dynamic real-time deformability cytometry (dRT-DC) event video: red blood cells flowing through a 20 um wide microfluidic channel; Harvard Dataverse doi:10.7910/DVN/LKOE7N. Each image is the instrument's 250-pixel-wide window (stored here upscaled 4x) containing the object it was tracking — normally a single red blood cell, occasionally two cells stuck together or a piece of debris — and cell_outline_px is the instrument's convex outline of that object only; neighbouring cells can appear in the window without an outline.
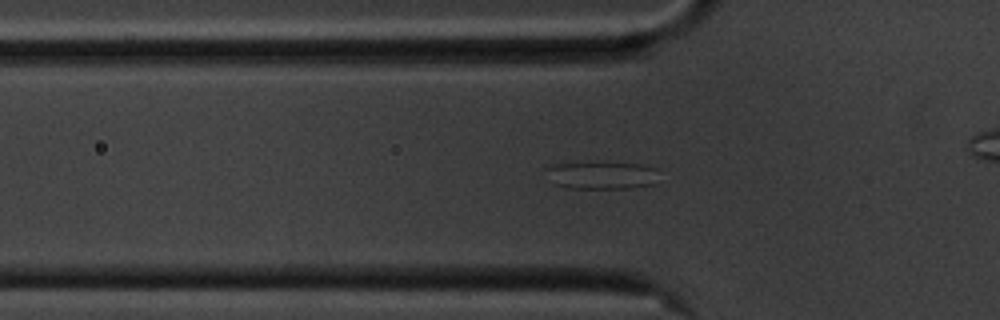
{"species": "common noctule bat (a hibernating species)", "species_latin": "Nyctalus noctula", "temperature_condition": "cold", "stored_images_in_passage": 57, "camera_frame_rate_fps": 3000, "um_per_image_px": 0.085, "animal": {"sex": "male", "body_mass_g": 20.1, "forearm_length_mm": 53.5}, "frame": {"image": 1, "passage_image": 17, "time_ms": 5.333, "image_size_px": [1000, 320], "cell_outline_px": [[656, 184], [632, 188], [568, 188], [556, 184], [544, 168], [552, 164], [640, 164], [656, 168]], "centroid_in_image_um": [51.19, 14.93], "position_along_channel_um": 74.6, "area_um2": 17.51}}
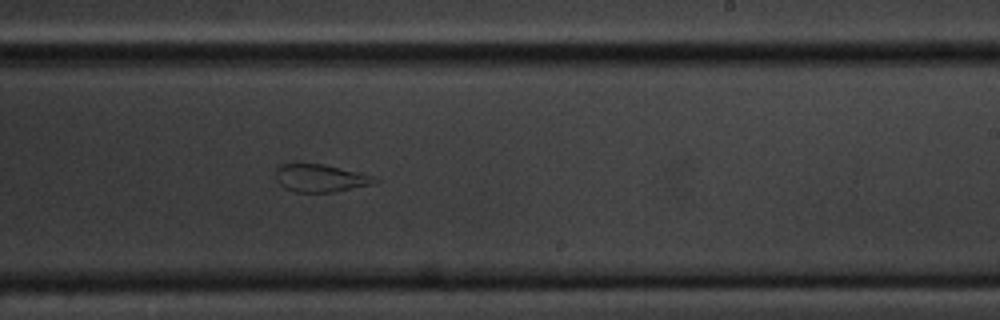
{"frame": {"image": 2, "passage_image": 33, "time_ms": 10.667, "image_size_px": [1000, 320], "cell_outline_px": [[380, 180], [372, 184], [336, 192], [296, 192], [284, 188], [276, 180], [276, 168], [280, 164], [324, 164], [360, 172], [372, 176]], "centroid_in_image_um": [27.23, 15.14], "position_along_channel_um": 261.8, "area_um2": 16.01}}
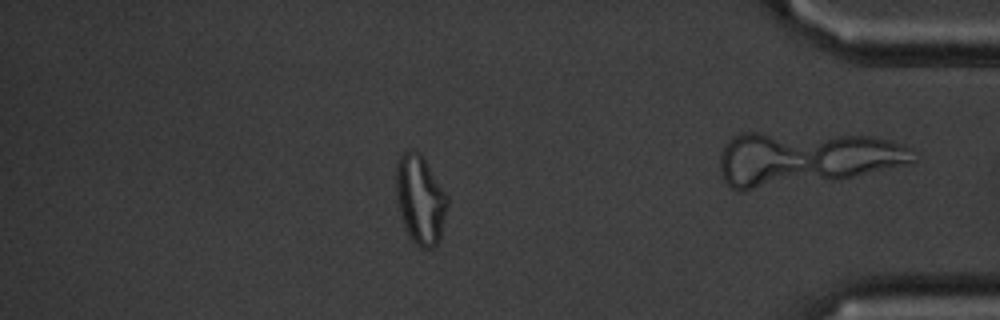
{"frame": {"image": 3, "passage_image": 48, "time_ms": 15.667, "image_size_px": [1000, 320], "cell_outline_px": [[448, 204], [440, 240], [432, 248], [420, 248], [412, 240], [404, 224], [396, 200], [396, 164], [400, 156], [404, 152], [412, 148], [420, 152], [448, 196]], "centroid_in_image_um": [35.72, 16.94], "position_along_channel_um": 399.5, "area_um2": 26.59}}